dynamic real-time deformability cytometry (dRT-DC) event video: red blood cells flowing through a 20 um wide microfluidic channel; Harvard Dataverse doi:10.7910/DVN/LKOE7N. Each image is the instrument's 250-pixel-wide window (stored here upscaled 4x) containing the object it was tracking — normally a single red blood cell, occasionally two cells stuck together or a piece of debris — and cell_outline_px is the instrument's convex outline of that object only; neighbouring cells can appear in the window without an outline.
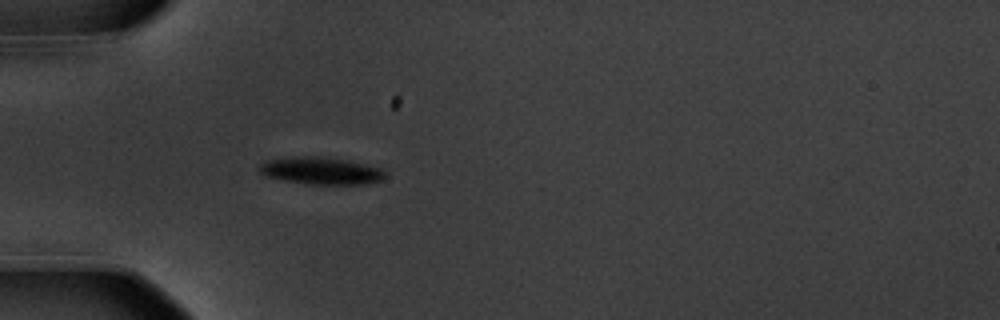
{"species": "common noctule bat (a hibernating species)", "species_latin": "Nyctalus noctula", "temperature_condition": "warm", "stored_images_in_passage": 5, "camera_frame_rate_fps": 3000, "um_per_image_px": 0.085, "animal": {"sex": "male", "body_mass_g": 20.1, "forearm_length_mm": 53.5}, "frame": {"image": 1, "passage_image": 1, "time_ms": 0.0, "image_size_px": [1000, 320], "cell_outline_px": [[388, 172], [384, 180], [368, 184], [308, 184], [268, 176], [260, 172], [256, 168], [264, 160], [292, 156], [324, 156], [352, 160], [380, 168]], "centroid_in_image_um": [27.34, 14.49], "position_along_channel_um": 57.7, "area_um2": 20.4}}